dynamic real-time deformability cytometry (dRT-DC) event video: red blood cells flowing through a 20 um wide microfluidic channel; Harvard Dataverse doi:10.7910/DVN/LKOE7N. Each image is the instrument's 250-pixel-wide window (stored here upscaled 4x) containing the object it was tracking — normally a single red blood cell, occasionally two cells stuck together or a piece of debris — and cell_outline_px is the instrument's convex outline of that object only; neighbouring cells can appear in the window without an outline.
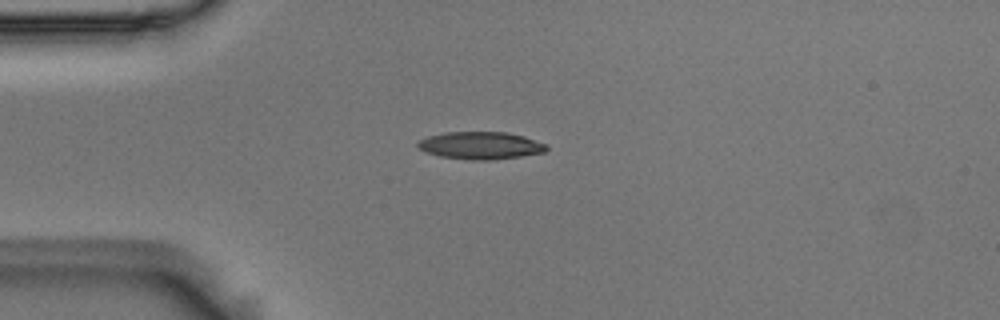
{"species": "Egyptian fruit bat (a non-hibernating species)", "species_latin": "Rousettus aegyptiacus", "temperature_condition": "room temperature", "stored_images_in_passage": 5, "camera_frame_rate_fps": 3000, "um_per_image_px": 0.085, "animal": {"sex": "male"}, "frame": {"image": 1, "passage_image": 3, "time_ms": 0.667, "image_size_px": [1000, 320], "cell_outline_px": [[548, 148], [544, 152], [520, 156], [492, 160], [472, 160], [440, 156], [424, 152], [416, 144], [420, 140], [428, 136], [444, 132], [508, 132], [524, 136], [548, 144]], "centroid_in_image_um": [40.86, 12.36], "position_along_channel_um": 44.1, "area_um2": 20.63}}
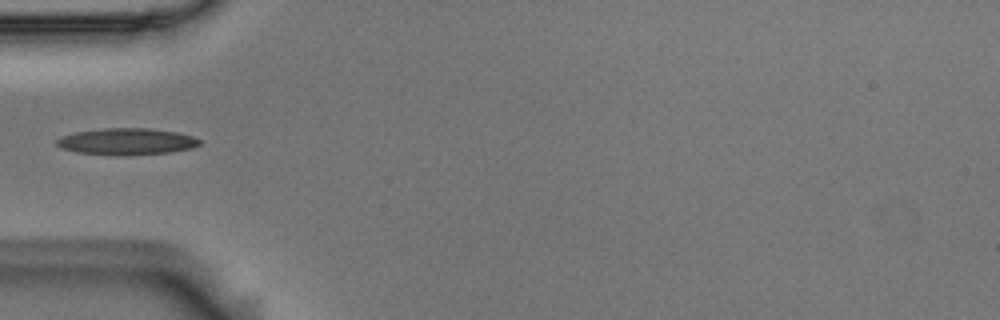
{"frame": {"image": 2, "passage_image": 4, "time_ms": 1.0, "image_size_px": [1000, 320], "cell_outline_px": [[200, 144], [192, 148], [172, 152], [124, 156], [116, 156], [76, 152], [60, 148], [56, 144], [56, 140], [64, 136], [76, 132], [104, 128], [148, 128], [176, 132], [192, 136], [200, 140]], "centroid_in_image_um": [10.77, 12.04], "position_along_channel_um": 74.2, "area_um2": 22.25}}
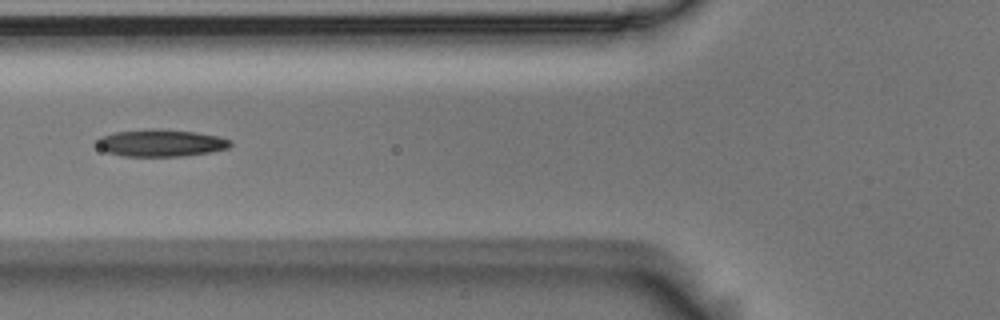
{"frame": {"image": 3, "passage_image": 5, "time_ms": 1.333, "image_size_px": [1000, 320], "cell_outline_px": [[232, 144], [228, 148], [208, 152], [184, 156], [124, 156], [108, 152], [100, 148], [96, 144], [96, 140], [100, 136], [112, 132], [148, 128], [156, 128], [196, 132], [220, 136], [232, 140]], "centroid_in_image_um": [13.66, 12.13], "position_along_channel_um": 112.1, "area_um2": 21.33}}